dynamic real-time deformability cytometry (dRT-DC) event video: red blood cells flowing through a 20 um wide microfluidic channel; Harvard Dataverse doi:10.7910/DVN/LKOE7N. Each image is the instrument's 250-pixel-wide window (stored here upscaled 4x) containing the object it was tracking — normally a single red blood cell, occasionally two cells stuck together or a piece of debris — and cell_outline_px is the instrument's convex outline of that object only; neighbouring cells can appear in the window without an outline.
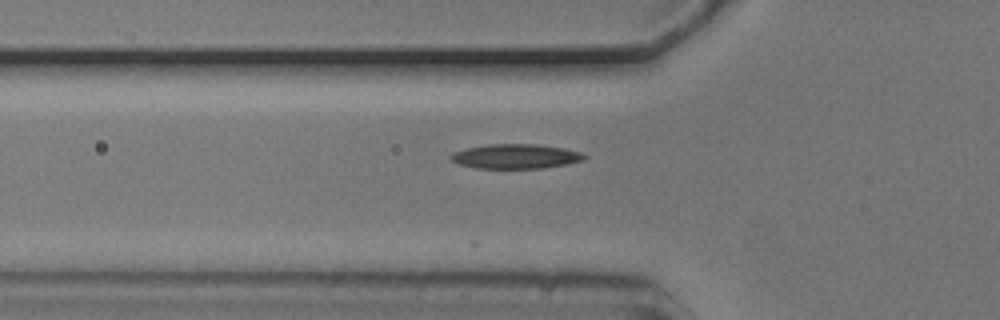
{"species": "common noctule bat (a hibernating species)", "species_latin": "Nyctalus noctula", "temperature_condition": "cold", "stored_images_in_passage": 7, "camera_frame_rate_fps": 3000, "um_per_image_px": 0.085, "animal": {"sex": "male", "body_mass_g": 20.5, "forearm_length_mm": 52.5}, "frame": {"image": 1, "passage_image": 7, "time_ms": 2.0, "image_size_px": [1000, 320], "cell_outline_px": [[588, 156], [584, 160], [568, 164], [544, 168], [476, 168], [460, 164], [452, 160], [448, 156], [452, 152], [464, 148], [488, 144], [536, 144], [564, 148], [580, 152]], "centroid_in_image_um": [43.83, 13.28], "position_along_channel_um": 82.0, "area_um2": 19.25}}